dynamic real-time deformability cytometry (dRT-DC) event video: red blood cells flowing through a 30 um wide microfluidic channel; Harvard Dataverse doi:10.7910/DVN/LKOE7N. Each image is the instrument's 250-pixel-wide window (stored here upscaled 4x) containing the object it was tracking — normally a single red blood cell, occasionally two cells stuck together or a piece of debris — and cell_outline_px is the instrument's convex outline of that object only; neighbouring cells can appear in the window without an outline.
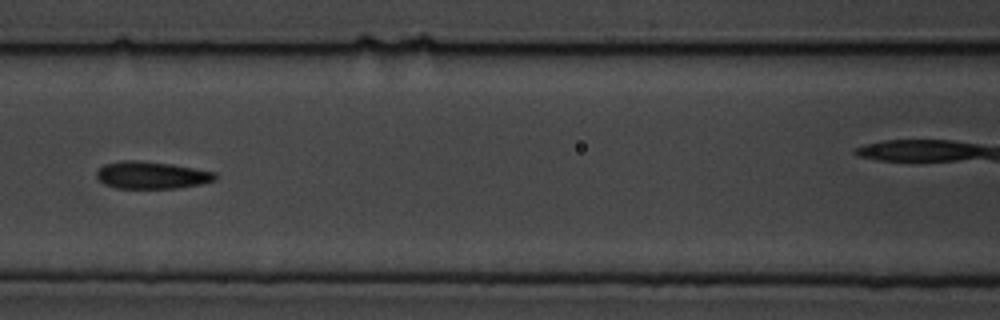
{"species": "common noctule bat (a hibernating species)", "species_latin": "Nyctalus noctula", "temperature_condition": "cold", "stored_images_in_passage": 16, "camera_frame_rate_fps": 3000, "um_per_image_px": 0.085, "animal": {"sex": "male", "body_mass_g": 19.5, "forearm_length_mm": 54.6}, "frame": {"image": 1, "passage_image": 7, "time_ms": 7.0, "image_size_px": [1000, 320], "cell_outline_px": [[216, 180], [200, 184], [176, 188], [116, 188], [104, 184], [96, 176], [96, 172], [104, 164], [124, 160], [136, 160], [172, 164], [216, 172]], "centroid_in_image_um": [12.88, 14.88], "position_along_channel_um": 153.7, "area_um2": 18.79}}